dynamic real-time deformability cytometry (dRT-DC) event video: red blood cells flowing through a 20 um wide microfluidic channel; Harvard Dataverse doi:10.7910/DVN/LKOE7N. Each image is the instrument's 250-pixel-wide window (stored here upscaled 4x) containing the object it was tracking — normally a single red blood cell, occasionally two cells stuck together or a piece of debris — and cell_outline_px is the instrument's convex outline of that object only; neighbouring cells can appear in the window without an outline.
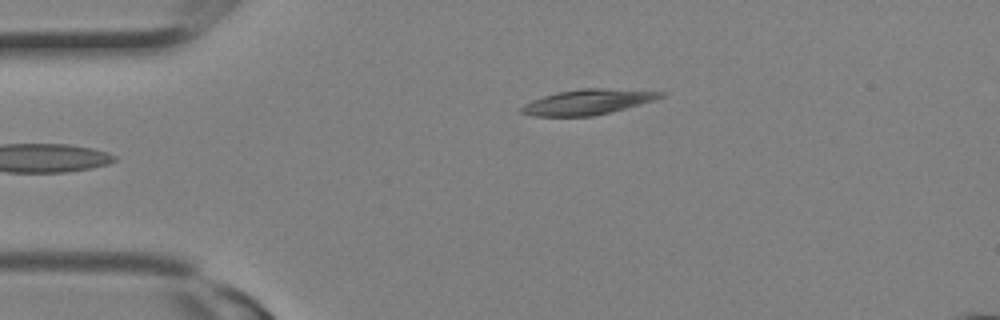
{"species": "Egyptian fruit bat (a non-hibernating species)", "species_latin": "Rousettus aegyptiacus", "temperature_condition": "room temperature", "stored_images_in_passage": 3, "camera_frame_rate_fps": 3000, "um_per_image_px": 0.085, "animal": {"sex": "female"}, "frame": {"image": 1, "passage_image": 3, "time_ms": 0.667, "image_size_px": [1000, 320], "cell_outline_px": [[668, 92], [664, 96], [640, 104], [612, 112], [592, 116], [532, 116], [520, 112], [520, 108], [524, 104], [532, 100], [556, 92], [580, 88], [604, 88]], "centroid_in_image_um": [49.94, 8.66], "position_along_channel_um": 35.1, "area_um2": 20.46}}